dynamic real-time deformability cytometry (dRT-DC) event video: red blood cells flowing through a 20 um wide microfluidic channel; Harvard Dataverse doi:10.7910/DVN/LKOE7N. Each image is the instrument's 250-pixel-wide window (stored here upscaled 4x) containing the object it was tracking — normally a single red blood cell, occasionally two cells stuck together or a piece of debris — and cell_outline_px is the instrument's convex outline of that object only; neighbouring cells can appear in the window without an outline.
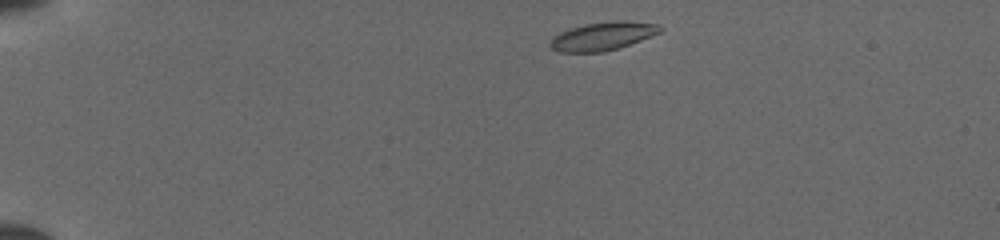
{"species": "common noctule bat (a hibernating species)", "species_latin": "Nyctalus noctula", "temperature_condition": "cold", "stored_images_in_passage": 40, "camera_frame_rate_fps": 3000, "um_per_image_px": 0.085, "animal": {"sex": "female", "body_mass_g": 19.5, "forearm_length_mm": 54.1}, "frame": {"image": 1, "passage_image": 1, "time_ms": 0.0, "image_size_px": [1000, 240], "cell_outline_px": [[664, 28], [660, 32], [620, 48], [604, 52], [560, 52], [552, 48], [548, 44], [552, 36], [568, 28], [584, 24], [612, 20], [628, 20], [656, 24]], "centroid_in_image_um": [51.2, 3.06], "position_along_channel_um": 33.8, "area_um2": 18.38}}
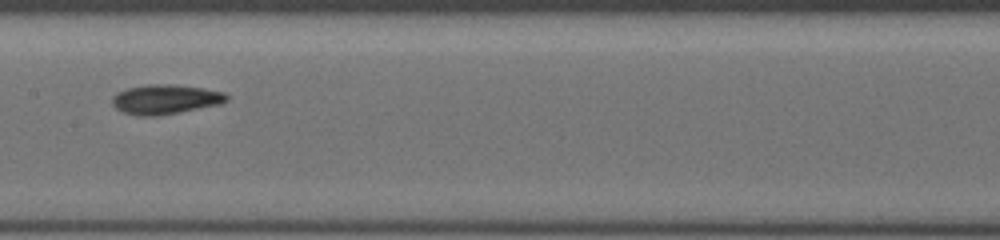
{"frame": {"image": 2, "passage_image": 18, "time_ms": 5.667, "image_size_px": [1000, 240], "cell_outline_px": [[228, 100], [220, 104], [180, 112], [156, 116], [136, 116], [124, 112], [116, 108], [112, 104], [112, 96], [116, 92], [128, 88], [148, 84], [168, 84], [204, 88], [224, 92], [228, 96]], "centroid_in_image_um": [14.04, 8.44], "position_along_channel_um": 193.4, "area_um2": 19.77}}
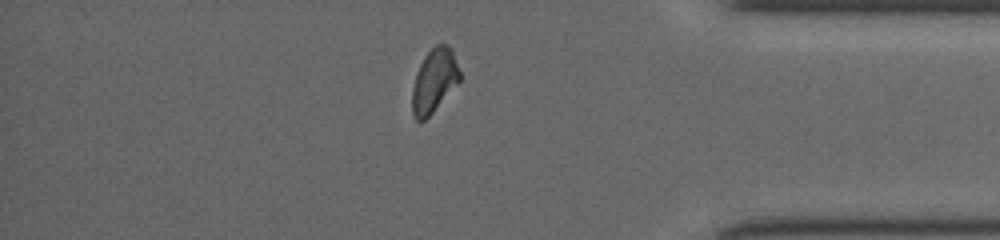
{"frame": {"image": 3, "passage_image": 34, "time_ms": 11.0, "image_size_px": [1000, 240], "cell_outline_px": [[460, 80], [432, 112], [424, 120], [416, 120], [412, 112], [412, 88], [416, 72], [424, 56], [436, 44], [444, 44], [452, 48], [460, 72]], "centroid_in_image_um": [36.89, 6.83], "position_along_channel_um": 398.3, "area_um2": 17.4}}